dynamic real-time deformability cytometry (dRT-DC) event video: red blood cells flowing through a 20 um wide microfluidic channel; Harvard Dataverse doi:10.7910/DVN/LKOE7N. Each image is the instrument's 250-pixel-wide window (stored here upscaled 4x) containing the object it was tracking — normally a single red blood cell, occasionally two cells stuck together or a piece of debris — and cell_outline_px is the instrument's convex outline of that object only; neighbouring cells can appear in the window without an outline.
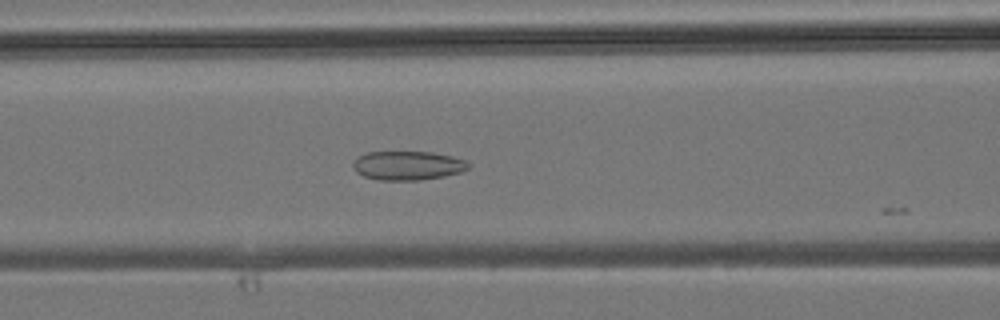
{"species": "common noctule bat (a hibernating species)", "species_latin": "Nyctalus noctula", "temperature_condition": "room temperature", "stored_images_in_passage": 5, "camera_frame_rate_fps": 3000, "um_per_image_px": 0.085, "animal": {"sex": "male", "body_mass_g": 19.2, "forearm_length_mm": 51.8}, "frame": {"image": 1, "passage_image": 4, "time_ms": 1.0, "image_size_px": [1000, 320], "cell_outline_px": [[472, 164], [468, 168], [460, 172], [444, 176], [416, 180], [380, 180], [364, 176], [356, 172], [352, 168], [352, 164], [360, 156], [368, 152], [432, 152], [452, 156], [468, 160]], "centroid_in_image_um": [34.69, 14.07], "position_along_channel_um": 131.9, "area_um2": 19.48}}